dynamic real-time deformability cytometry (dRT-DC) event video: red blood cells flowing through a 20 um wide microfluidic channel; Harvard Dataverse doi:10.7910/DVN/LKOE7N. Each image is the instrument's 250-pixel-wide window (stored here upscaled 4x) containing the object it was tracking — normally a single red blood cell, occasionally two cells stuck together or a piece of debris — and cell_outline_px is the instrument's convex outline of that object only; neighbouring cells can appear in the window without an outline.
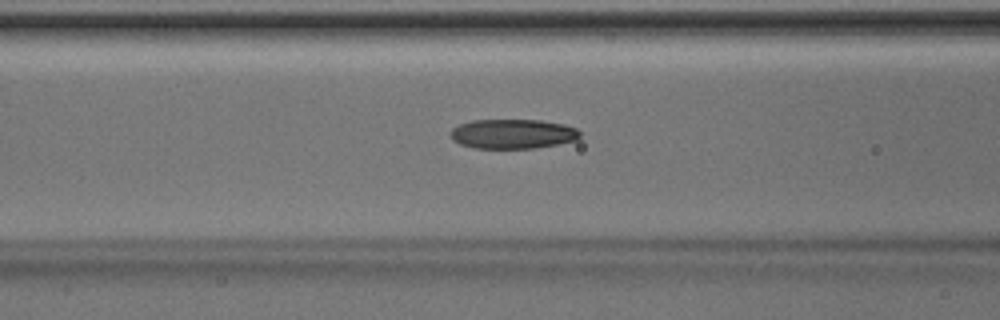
{"species": "Egyptian fruit bat (a non-hibernating species)", "species_latin": "Rousettus aegyptiacus", "temperature_condition": "room temperature", "stored_images_in_passage": 34, "camera_frame_rate_fps": 3000, "um_per_image_px": 0.085, "animal": {"sex": "male"}, "frame": {"image": 1, "passage_image": 5, "time_ms": 1.333, "image_size_px": [1000, 320], "cell_outline_px": [[580, 136], [576, 140], [556, 144], [532, 148], [476, 148], [460, 144], [452, 140], [448, 132], [452, 128], [460, 124], [472, 120], [540, 120], [564, 124], [576, 128], [580, 132]], "centroid_in_image_um": [43.55, 11.37], "position_along_channel_um": 123.1, "area_um2": 22.31}}
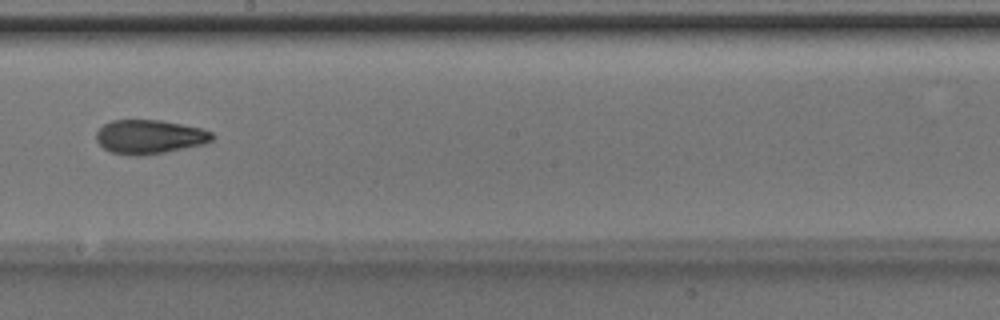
{"frame": {"image": 2, "passage_image": 13, "time_ms": 4.0, "image_size_px": [1000, 320], "cell_outline_px": [[216, 136], [212, 140], [204, 144], [164, 152], [140, 156], [128, 156], [112, 152], [104, 148], [96, 140], [96, 132], [104, 124], [112, 120], [160, 120], [200, 128], [212, 132]], "centroid_in_image_um": [12.7, 11.63], "position_along_channel_um": 235.5, "area_um2": 22.95}}
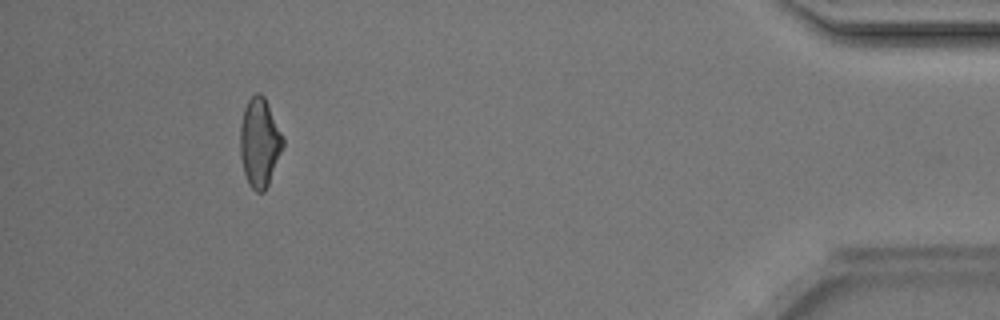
{"frame": {"image": 3, "passage_image": 30, "time_ms": 9.667, "image_size_px": [1000, 320], "cell_outline_px": [[284, 144], [268, 184], [264, 192], [256, 192], [248, 184], [244, 172], [240, 156], [240, 124], [244, 108], [248, 100], [256, 92], [260, 92], [264, 96], [284, 136]], "centroid_in_image_um": [22.06, 12.09], "position_along_channel_um": 413.1, "area_um2": 22.2}}